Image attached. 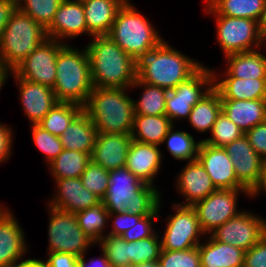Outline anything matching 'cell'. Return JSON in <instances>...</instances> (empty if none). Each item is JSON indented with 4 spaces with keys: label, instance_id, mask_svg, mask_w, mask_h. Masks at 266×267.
I'll list each match as a JSON object with an SVG mask.
<instances>
[{
    "label": "cell",
    "instance_id": "obj_1",
    "mask_svg": "<svg viewBox=\"0 0 266 267\" xmlns=\"http://www.w3.org/2000/svg\"><path fill=\"white\" fill-rule=\"evenodd\" d=\"M202 65L163 40L135 59V74L144 83L172 90Z\"/></svg>",
    "mask_w": 266,
    "mask_h": 267
},
{
    "label": "cell",
    "instance_id": "obj_2",
    "mask_svg": "<svg viewBox=\"0 0 266 267\" xmlns=\"http://www.w3.org/2000/svg\"><path fill=\"white\" fill-rule=\"evenodd\" d=\"M85 47L93 87L129 89L137 76L135 60L108 35L93 36Z\"/></svg>",
    "mask_w": 266,
    "mask_h": 267
},
{
    "label": "cell",
    "instance_id": "obj_3",
    "mask_svg": "<svg viewBox=\"0 0 266 267\" xmlns=\"http://www.w3.org/2000/svg\"><path fill=\"white\" fill-rule=\"evenodd\" d=\"M160 191L144 183L126 167L109 171V186L101 200L109 213L152 214L161 203Z\"/></svg>",
    "mask_w": 266,
    "mask_h": 267
},
{
    "label": "cell",
    "instance_id": "obj_4",
    "mask_svg": "<svg viewBox=\"0 0 266 267\" xmlns=\"http://www.w3.org/2000/svg\"><path fill=\"white\" fill-rule=\"evenodd\" d=\"M124 88L93 87L83 112L91 119L97 133L131 134L134 100Z\"/></svg>",
    "mask_w": 266,
    "mask_h": 267
},
{
    "label": "cell",
    "instance_id": "obj_5",
    "mask_svg": "<svg viewBox=\"0 0 266 267\" xmlns=\"http://www.w3.org/2000/svg\"><path fill=\"white\" fill-rule=\"evenodd\" d=\"M58 102L83 106L92 92L90 61L86 48L66 44L57 55L56 80L52 88Z\"/></svg>",
    "mask_w": 266,
    "mask_h": 267
},
{
    "label": "cell",
    "instance_id": "obj_6",
    "mask_svg": "<svg viewBox=\"0 0 266 267\" xmlns=\"http://www.w3.org/2000/svg\"><path fill=\"white\" fill-rule=\"evenodd\" d=\"M154 27L149 19L126 0L118 10L108 36L135 60L164 40Z\"/></svg>",
    "mask_w": 266,
    "mask_h": 267
},
{
    "label": "cell",
    "instance_id": "obj_7",
    "mask_svg": "<svg viewBox=\"0 0 266 267\" xmlns=\"http://www.w3.org/2000/svg\"><path fill=\"white\" fill-rule=\"evenodd\" d=\"M46 39V29L16 8L1 34L0 60L11 72Z\"/></svg>",
    "mask_w": 266,
    "mask_h": 267
},
{
    "label": "cell",
    "instance_id": "obj_8",
    "mask_svg": "<svg viewBox=\"0 0 266 267\" xmlns=\"http://www.w3.org/2000/svg\"><path fill=\"white\" fill-rule=\"evenodd\" d=\"M205 10L216 19L217 41L224 57L229 54L261 49L263 38L259 31L258 21L217 15L207 5H205Z\"/></svg>",
    "mask_w": 266,
    "mask_h": 267
},
{
    "label": "cell",
    "instance_id": "obj_9",
    "mask_svg": "<svg viewBox=\"0 0 266 267\" xmlns=\"http://www.w3.org/2000/svg\"><path fill=\"white\" fill-rule=\"evenodd\" d=\"M48 208V253L63 252L80 257L94 246L95 243L79 227L76 214Z\"/></svg>",
    "mask_w": 266,
    "mask_h": 267
},
{
    "label": "cell",
    "instance_id": "obj_10",
    "mask_svg": "<svg viewBox=\"0 0 266 267\" xmlns=\"http://www.w3.org/2000/svg\"><path fill=\"white\" fill-rule=\"evenodd\" d=\"M214 87L212 68L202 65L191 77L169 90L165 115L174 125L177 119H187L194 105Z\"/></svg>",
    "mask_w": 266,
    "mask_h": 267
},
{
    "label": "cell",
    "instance_id": "obj_11",
    "mask_svg": "<svg viewBox=\"0 0 266 267\" xmlns=\"http://www.w3.org/2000/svg\"><path fill=\"white\" fill-rule=\"evenodd\" d=\"M172 209L176 213L169 214L166 229L163 236H160L162 250H188L197 247L202 243L201 237L206 234L200 227L195 209L192 206H181L176 203Z\"/></svg>",
    "mask_w": 266,
    "mask_h": 267
},
{
    "label": "cell",
    "instance_id": "obj_12",
    "mask_svg": "<svg viewBox=\"0 0 266 267\" xmlns=\"http://www.w3.org/2000/svg\"><path fill=\"white\" fill-rule=\"evenodd\" d=\"M240 193L249 194L245 188L217 189L206 198L196 202L195 209L202 231L209 235L242 211L237 210Z\"/></svg>",
    "mask_w": 266,
    "mask_h": 267
},
{
    "label": "cell",
    "instance_id": "obj_13",
    "mask_svg": "<svg viewBox=\"0 0 266 267\" xmlns=\"http://www.w3.org/2000/svg\"><path fill=\"white\" fill-rule=\"evenodd\" d=\"M266 234V220L243 210L209 235L216 241L230 244L245 252L257 244Z\"/></svg>",
    "mask_w": 266,
    "mask_h": 267
},
{
    "label": "cell",
    "instance_id": "obj_14",
    "mask_svg": "<svg viewBox=\"0 0 266 267\" xmlns=\"http://www.w3.org/2000/svg\"><path fill=\"white\" fill-rule=\"evenodd\" d=\"M66 45L54 39H46L30 53L12 72L19 78L54 87L58 52Z\"/></svg>",
    "mask_w": 266,
    "mask_h": 267
},
{
    "label": "cell",
    "instance_id": "obj_15",
    "mask_svg": "<svg viewBox=\"0 0 266 267\" xmlns=\"http://www.w3.org/2000/svg\"><path fill=\"white\" fill-rule=\"evenodd\" d=\"M197 160L205 168L216 189L244 188L238 181L232 161L222 147H214L201 141Z\"/></svg>",
    "mask_w": 266,
    "mask_h": 267
},
{
    "label": "cell",
    "instance_id": "obj_16",
    "mask_svg": "<svg viewBox=\"0 0 266 267\" xmlns=\"http://www.w3.org/2000/svg\"><path fill=\"white\" fill-rule=\"evenodd\" d=\"M224 149L232 161L237 181L250 191L258 181L264 159L255 152L245 135Z\"/></svg>",
    "mask_w": 266,
    "mask_h": 267
},
{
    "label": "cell",
    "instance_id": "obj_17",
    "mask_svg": "<svg viewBox=\"0 0 266 267\" xmlns=\"http://www.w3.org/2000/svg\"><path fill=\"white\" fill-rule=\"evenodd\" d=\"M88 34L83 3L76 0H62L51 24L46 28L47 37L60 42Z\"/></svg>",
    "mask_w": 266,
    "mask_h": 267
},
{
    "label": "cell",
    "instance_id": "obj_18",
    "mask_svg": "<svg viewBox=\"0 0 266 267\" xmlns=\"http://www.w3.org/2000/svg\"><path fill=\"white\" fill-rule=\"evenodd\" d=\"M10 74L18 83L20 102L30 124H38L58 102L53 89L19 78L12 71Z\"/></svg>",
    "mask_w": 266,
    "mask_h": 267
},
{
    "label": "cell",
    "instance_id": "obj_19",
    "mask_svg": "<svg viewBox=\"0 0 266 267\" xmlns=\"http://www.w3.org/2000/svg\"><path fill=\"white\" fill-rule=\"evenodd\" d=\"M176 179L177 191L185 197V203H178L181 206H193L196 202L206 198L216 191L210 176L198 160L189 161L181 169Z\"/></svg>",
    "mask_w": 266,
    "mask_h": 267
},
{
    "label": "cell",
    "instance_id": "obj_20",
    "mask_svg": "<svg viewBox=\"0 0 266 267\" xmlns=\"http://www.w3.org/2000/svg\"><path fill=\"white\" fill-rule=\"evenodd\" d=\"M132 140L131 134L97 133L91 161L108 171L125 167Z\"/></svg>",
    "mask_w": 266,
    "mask_h": 267
},
{
    "label": "cell",
    "instance_id": "obj_21",
    "mask_svg": "<svg viewBox=\"0 0 266 267\" xmlns=\"http://www.w3.org/2000/svg\"><path fill=\"white\" fill-rule=\"evenodd\" d=\"M57 192L49 201V206L76 214L93 207L101 202V200L89 192L82 184L80 178L55 179Z\"/></svg>",
    "mask_w": 266,
    "mask_h": 267
},
{
    "label": "cell",
    "instance_id": "obj_22",
    "mask_svg": "<svg viewBox=\"0 0 266 267\" xmlns=\"http://www.w3.org/2000/svg\"><path fill=\"white\" fill-rule=\"evenodd\" d=\"M10 211L7 209L0 216V267L20 263L28 251L25 232Z\"/></svg>",
    "mask_w": 266,
    "mask_h": 267
},
{
    "label": "cell",
    "instance_id": "obj_23",
    "mask_svg": "<svg viewBox=\"0 0 266 267\" xmlns=\"http://www.w3.org/2000/svg\"><path fill=\"white\" fill-rule=\"evenodd\" d=\"M160 146L132 140L126 159V168L144 183H153L161 168Z\"/></svg>",
    "mask_w": 266,
    "mask_h": 267
},
{
    "label": "cell",
    "instance_id": "obj_24",
    "mask_svg": "<svg viewBox=\"0 0 266 267\" xmlns=\"http://www.w3.org/2000/svg\"><path fill=\"white\" fill-rule=\"evenodd\" d=\"M222 112L244 133L266 121V99H221Z\"/></svg>",
    "mask_w": 266,
    "mask_h": 267
},
{
    "label": "cell",
    "instance_id": "obj_25",
    "mask_svg": "<svg viewBox=\"0 0 266 267\" xmlns=\"http://www.w3.org/2000/svg\"><path fill=\"white\" fill-rule=\"evenodd\" d=\"M213 77L214 88L219 92L221 99H266V79L220 78L215 71H213Z\"/></svg>",
    "mask_w": 266,
    "mask_h": 267
},
{
    "label": "cell",
    "instance_id": "obj_26",
    "mask_svg": "<svg viewBox=\"0 0 266 267\" xmlns=\"http://www.w3.org/2000/svg\"><path fill=\"white\" fill-rule=\"evenodd\" d=\"M126 0H91L83 3L89 36L108 35L116 14Z\"/></svg>",
    "mask_w": 266,
    "mask_h": 267
},
{
    "label": "cell",
    "instance_id": "obj_27",
    "mask_svg": "<svg viewBox=\"0 0 266 267\" xmlns=\"http://www.w3.org/2000/svg\"><path fill=\"white\" fill-rule=\"evenodd\" d=\"M198 245L201 267H243L245 251L214 240L210 235Z\"/></svg>",
    "mask_w": 266,
    "mask_h": 267
},
{
    "label": "cell",
    "instance_id": "obj_28",
    "mask_svg": "<svg viewBox=\"0 0 266 267\" xmlns=\"http://www.w3.org/2000/svg\"><path fill=\"white\" fill-rule=\"evenodd\" d=\"M97 129L91 119L82 111L60 136L63 149L92 154Z\"/></svg>",
    "mask_w": 266,
    "mask_h": 267
},
{
    "label": "cell",
    "instance_id": "obj_29",
    "mask_svg": "<svg viewBox=\"0 0 266 267\" xmlns=\"http://www.w3.org/2000/svg\"><path fill=\"white\" fill-rule=\"evenodd\" d=\"M260 49L225 56V77L266 79V55Z\"/></svg>",
    "mask_w": 266,
    "mask_h": 267
},
{
    "label": "cell",
    "instance_id": "obj_30",
    "mask_svg": "<svg viewBox=\"0 0 266 267\" xmlns=\"http://www.w3.org/2000/svg\"><path fill=\"white\" fill-rule=\"evenodd\" d=\"M173 124L166 115H134L133 140L160 146Z\"/></svg>",
    "mask_w": 266,
    "mask_h": 267
},
{
    "label": "cell",
    "instance_id": "obj_31",
    "mask_svg": "<svg viewBox=\"0 0 266 267\" xmlns=\"http://www.w3.org/2000/svg\"><path fill=\"white\" fill-rule=\"evenodd\" d=\"M222 111L219 92L213 87L192 108L188 122L199 133L211 131L218 115Z\"/></svg>",
    "mask_w": 266,
    "mask_h": 267
},
{
    "label": "cell",
    "instance_id": "obj_32",
    "mask_svg": "<svg viewBox=\"0 0 266 267\" xmlns=\"http://www.w3.org/2000/svg\"><path fill=\"white\" fill-rule=\"evenodd\" d=\"M266 0H205L217 15L242 17L259 21Z\"/></svg>",
    "mask_w": 266,
    "mask_h": 267
},
{
    "label": "cell",
    "instance_id": "obj_33",
    "mask_svg": "<svg viewBox=\"0 0 266 267\" xmlns=\"http://www.w3.org/2000/svg\"><path fill=\"white\" fill-rule=\"evenodd\" d=\"M90 161L88 153L63 149L48 166L54 180L80 178Z\"/></svg>",
    "mask_w": 266,
    "mask_h": 267
},
{
    "label": "cell",
    "instance_id": "obj_34",
    "mask_svg": "<svg viewBox=\"0 0 266 267\" xmlns=\"http://www.w3.org/2000/svg\"><path fill=\"white\" fill-rule=\"evenodd\" d=\"M142 87L141 97L134 102V115H165V101L168 94L167 89L147 84L138 78L134 81L131 89ZM144 87V88H143Z\"/></svg>",
    "mask_w": 266,
    "mask_h": 267
},
{
    "label": "cell",
    "instance_id": "obj_35",
    "mask_svg": "<svg viewBox=\"0 0 266 267\" xmlns=\"http://www.w3.org/2000/svg\"><path fill=\"white\" fill-rule=\"evenodd\" d=\"M83 111V106L70 102H57L38 123L52 135L61 136L68 125Z\"/></svg>",
    "mask_w": 266,
    "mask_h": 267
},
{
    "label": "cell",
    "instance_id": "obj_36",
    "mask_svg": "<svg viewBox=\"0 0 266 267\" xmlns=\"http://www.w3.org/2000/svg\"><path fill=\"white\" fill-rule=\"evenodd\" d=\"M76 217L79 227L95 243L105 236V225H107L109 212L102 202L97 205L77 212Z\"/></svg>",
    "mask_w": 266,
    "mask_h": 267
},
{
    "label": "cell",
    "instance_id": "obj_37",
    "mask_svg": "<svg viewBox=\"0 0 266 267\" xmlns=\"http://www.w3.org/2000/svg\"><path fill=\"white\" fill-rule=\"evenodd\" d=\"M174 126L168 131L163 140V144L166 142L167 150L176 160H186L188 162L197 160L201 140L195 141L190 133L174 130Z\"/></svg>",
    "mask_w": 266,
    "mask_h": 267
},
{
    "label": "cell",
    "instance_id": "obj_38",
    "mask_svg": "<svg viewBox=\"0 0 266 267\" xmlns=\"http://www.w3.org/2000/svg\"><path fill=\"white\" fill-rule=\"evenodd\" d=\"M61 2L62 0H16L17 8L45 29L53 21Z\"/></svg>",
    "mask_w": 266,
    "mask_h": 267
},
{
    "label": "cell",
    "instance_id": "obj_39",
    "mask_svg": "<svg viewBox=\"0 0 266 267\" xmlns=\"http://www.w3.org/2000/svg\"><path fill=\"white\" fill-rule=\"evenodd\" d=\"M210 132L211 137L202 139L201 141L208 145L222 148L229 143H232L234 140L241 138L245 134L222 111L218 115Z\"/></svg>",
    "mask_w": 266,
    "mask_h": 267
},
{
    "label": "cell",
    "instance_id": "obj_40",
    "mask_svg": "<svg viewBox=\"0 0 266 267\" xmlns=\"http://www.w3.org/2000/svg\"><path fill=\"white\" fill-rule=\"evenodd\" d=\"M159 233L151 237L129 242V263L138 265L143 262L158 260L162 250Z\"/></svg>",
    "mask_w": 266,
    "mask_h": 267
},
{
    "label": "cell",
    "instance_id": "obj_41",
    "mask_svg": "<svg viewBox=\"0 0 266 267\" xmlns=\"http://www.w3.org/2000/svg\"><path fill=\"white\" fill-rule=\"evenodd\" d=\"M83 186L102 200L109 186V171L92 161L80 176Z\"/></svg>",
    "mask_w": 266,
    "mask_h": 267
},
{
    "label": "cell",
    "instance_id": "obj_42",
    "mask_svg": "<svg viewBox=\"0 0 266 267\" xmlns=\"http://www.w3.org/2000/svg\"><path fill=\"white\" fill-rule=\"evenodd\" d=\"M97 244L109 260L111 267L129 264V242L121 236L107 234Z\"/></svg>",
    "mask_w": 266,
    "mask_h": 267
},
{
    "label": "cell",
    "instance_id": "obj_43",
    "mask_svg": "<svg viewBox=\"0 0 266 267\" xmlns=\"http://www.w3.org/2000/svg\"><path fill=\"white\" fill-rule=\"evenodd\" d=\"M31 128L34 144L45 155L47 164L51 163L63 150L60 137L52 135L38 124H32Z\"/></svg>",
    "mask_w": 266,
    "mask_h": 267
},
{
    "label": "cell",
    "instance_id": "obj_44",
    "mask_svg": "<svg viewBox=\"0 0 266 267\" xmlns=\"http://www.w3.org/2000/svg\"><path fill=\"white\" fill-rule=\"evenodd\" d=\"M160 267H201L198 246L188 250H161Z\"/></svg>",
    "mask_w": 266,
    "mask_h": 267
},
{
    "label": "cell",
    "instance_id": "obj_45",
    "mask_svg": "<svg viewBox=\"0 0 266 267\" xmlns=\"http://www.w3.org/2000/svg\"><path fill=\"white\" fill-rule=\"evenodd\" d=\"M160 207L161 204L159 203L158 208L152 214L143 216L139 221H135L132 228L125 231L121 237L127 242L151 237L156 232L152 225L156 222L155 219L157 220L160 217L158 214L161 212Z\"/></svg>",
    "mask_w": 266,
    "mask_h": 267
},
{
    "label": "cell",
    "instance_id": "obj_46",
    "mask_svg": "<svg viewBox=\"0 0 266 267\" xmlns=\"http://www.w3.org/2000/svg\"><path fill=\"white\" fill-rule=\"evenodd\" d=\"M143 216L132 215L127 212L109 213L108 220H113L112 229L108 232L109 235L122 236L129 228H132L135 221H139ZM112 218V219H111Z\"/></svg>",
    "mask_w": 266,
    "mask_h": 267
},
{
    "label": "cell",
    "instance_id": "obj_47",
    "mask_svg": "<svg viewBox=\"0 0 266 267\" xmlns=\"http://www.w3.org/2000/svg\"><path fill=\"white\" fill-rule=\"evenodd\" d=\"M255 152L266 160V121L259 123L244 134Z\"/></svg>",
    "mask_w": 266,
    "mask_h": 267
},
{
    "label": "cell",
    "instance_id": "obj_48",
    "mask_svg": "<svg viewBox=\"0 0 266 267\" xmlns=\"http://www.w3.org/2000/svg\"><path fill=\"white\" fill-rule=\"evenodd\" d=\"M243 267H266V234L245 252Z\"/></svg>",
    "mask_w": 266,
    "mask_h": 267
},
{
    "label": "cell",
    "instance_id": "obj_49",
    "mask_svg": "<svg viewBox=\"0 0 266 267\" xmlns=\"http://www.w3.org/2000/svg\"><path fill=\"white\" fill-rule=\"evenodd\" d=\"M48 259L42 260L46 267H78V257L63 252L48 253Z\"/></svg>",
    "mask_w": 266,
    "mask_h": 267
},
{
    "label": "cell",
    "instance_id": "obj_50",
    "mask_svg": "<svg viewBox=\"0 0 266 267\" xmlns=\"http://www.w3.org/2000/svg\"><path fill=\"white\" fill-rule=\"evenodd\" d=\"M8 125L0 123V164L7 161L12 153V131Z\"/></svg>",
    "mask_w": 266,
    "mask_h": 267
},
{
    "label": "cell",
    "instance_id": "obj_51",
    "mask_svg": "<svg viewBox=\"0 0 266 267\" xmlns=\"http://www.w3.org/2000/svg\"><path fill=\"white\" fill-rule=\"evenodd\" d=\"M16 8V0H0V38L10 16Z\"/></svg>",
    "mask_w": 266,
    "mask_h": 267
},
{
    "label": "cell",
    "instance_id": "obj_52",
    "mask_svg": "<svg viewBox=\"0 0 266 267\" xmlns=\"http://www.w3.org/2000/svg\"><path fill=\"white\" fill-rule=\"evenodd\" d=\"M86 253L78 257V267H111L109 260L106 258L104 252L99 258H92L86 261Z\"/></svg>",
    "mask_w": 266,
    "mask_h": 267
},
{
    "label": "cell",
    "instance_id": "obj_53",
    "mask_svg": "<svg viewBox=\"0 0 266 267\" xmlns=\"http://www.w3.org/2000/svg\"><path fill=\"white\" fill-rule=\"evenodd\" d=\"M264 191L266 194V160H264L258 181L249 191V197H256L260 192Z\"/></svg>",
    "mask_w": 266,
    "mask_h": 267
},
{
    "label": "cell",
    "instance_id": "obj_54",
    "mask_svg": "<svg viewBox=\"0 0 266 267\" xmlns=\"http://www.w3.org/2000/svg\"><path fill=\"white\" fill-rule=\"evenodd\" d=\"M10 267H46L41 259H25L18 264L11 265Z\"/></svg>",
    "mask_w": 266,
    "mask_h": 267
},
{
    "label": "cell",
    "instance_id": "obj_55",
    "mask_svg": "<svg viewBox=\"0 0 266 267\" xmlns=\"http://www.w3.org/2000/svg\"><path fill=\"white\" fill-rule=\"evenodd\" d=\"M258 24H259V31H260V34L263 37L266 36V2H265V6H264V9L262 11V14H261V17L258 21Z\"/></svg>",
    "mask_w": 266,
    "mask_h": 267
},
{
    "label": "cell",
    "instance_id": "obj_56",
    "mask_svg": "<svg viewBox=\"0 0 266 267\" xmlns=\"http://www.w3.org/2000/svg\"><path fill=\"white\" fill-rule=\"evenodd\" d=\"M10 71L4 66L2 61L0 60V90H2L3 85L6 83V80H8V76Z\"/></svg>",
    "mask_w": 266,
    "mask_h": 267
},
{
    "label": "cell",
    "instance_id": "obj_57",
    "mask_svg": "<svg viewBox=\"0 0 266 267\" xmlns=\"http://www.w3.org/2000/svg\"><path fill=\"white\" fill-rule=\"evenodd\" d=\"M138 267H160L158 260L147 261L137 265Z\"/></svg>",
    "mask_w": 266,
    "mask_h": 267
},
{
    "label": "cell",
    "instance_id": "obj_58",
    "mask_svg": "<svg viewBox=\"0 0 266 267\" xmlns=\"http://www.w3.org/2000/svg\"><path fill=\"white\" fill-rule=\"evenodd\" d=\"M115 267H138L137 265H134V264H124V265H118V266H115Z\"/></svg>",
    "mask_w": 266,
    "mask_h": 267
},
{
    "label": "cell",
    "instance_id": "obj_59",
    "mask_svg": "<svg viewBox=\"0 0 266 267\" xmlns=\"http://www.w3.org/2000/svg\"><path fill=\"white\" fill-rule=\"evenodd\" d=\"M7 210V206L5 208V206L0 204V216Z\"/></svg>",
    "mask_w": 266,
    "mask_h": 267
},
{
    "label": "cell",
    "instance_id": "obj_60",
    "mask_svg": "<svg viewBox=\"0 0 266 267\" xmlns=\"http://www.w3.org/2000/svg\"><path fill=\"white\" fill-rule=\"evenodd\" d=\"M263 45H265V49H266V36L263 37V39H262V46H263Z\"/></svg>",
    "mask_w": 266,
    "mask_h": 267
},
{
    "label": "cell",
    "instance_id": "obj_61",
    "mask_svg": "<svg viewBox=\"0 0 266 267\" xmlns=\"http://www.w3.org/2000/svg\"><path fill=\"white\" fill-rule=\"evenodd\" d=\"M76 1H79L81 3H86V2L91 1V0H76Z\"/></svg>",
    "mask_w": 266,
    "mask_h": 267
}]
</instances>
